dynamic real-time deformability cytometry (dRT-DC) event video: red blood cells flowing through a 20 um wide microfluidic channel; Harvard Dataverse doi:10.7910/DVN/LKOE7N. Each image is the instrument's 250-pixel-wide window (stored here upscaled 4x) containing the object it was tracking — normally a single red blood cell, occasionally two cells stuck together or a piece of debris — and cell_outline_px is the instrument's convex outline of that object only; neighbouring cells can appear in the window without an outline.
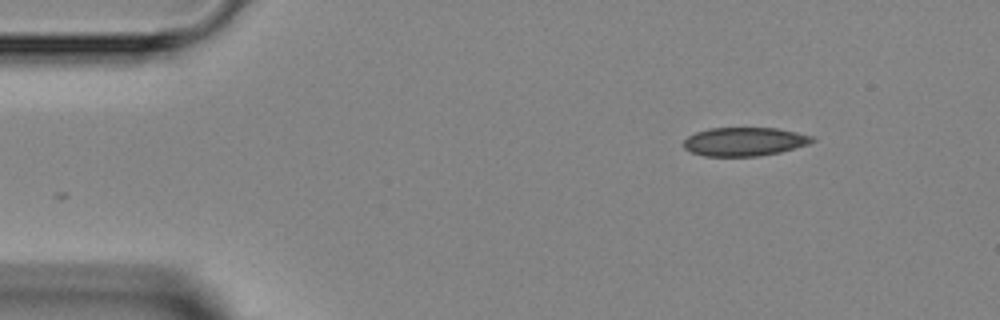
{"species": "Egyptian fruit bat (a non-hibernating species)", "species_latin": "Rousettus aegyptiacus", "temperature_condition": "room temperature", "stored_images_in_passage": 2, "camera_frame_rate_fps": 3000, "um_per_image_px": 0.085, "animal": {"sex": "female"}, "frame": {"image": 1, "passage_image": 1, "time_ms": 0.0, "image_size_px": [1000, 320], "cell_outline_px": [[816, 140], [808, 144], [796, 148], [780, 152], [756, 156], [704, 156], [692, 152], [684, 148], [684, 140], [688, 136], [696, 132], [708, 128], [776, 128], [796, 132], [812, 136]], "centroid_in_image_um": [63.27, 12.03], "position_along_channel_um": 21.7, "area_um2": 21.39}}